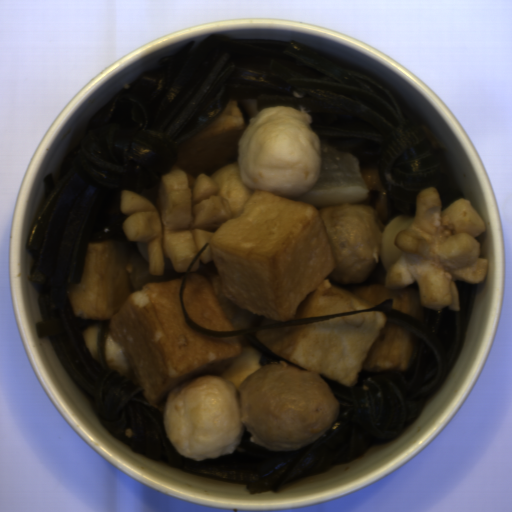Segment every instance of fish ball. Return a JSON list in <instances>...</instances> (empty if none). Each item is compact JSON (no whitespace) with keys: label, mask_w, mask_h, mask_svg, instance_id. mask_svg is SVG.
I'll use <instances>...</instances> for the list:
<instances>
[{"label":"fish ball","mask_w":512,"mask_h":512,"mask_svg":"<svg viewBox=\"0 0 512 512\" xmlns=\"http://www.w3.org/2000/svg\"><path fill=\"white\" fill-rule=\"evenodd\" d=\"M175 167L209 175L231 214L210 241L211 260L186 275L190 320L231 331L389 299L391 309L423 323L416 279L400 289L328 280L337 266L321 212L295 199L313 189L321 168L320 135L303 107L267 108L244 123L231 100L182 143Z\"/></svg>","instance_id":"fish-ball-1"},{"label":"fish ball","mask_w":512,"mask_h":512,"mask_svg":"<svg viewBox=\"0 0 512 512\" xmlns=\"http://www.w3.org/2000/svg\"><path fill=\"white\" fill-rule=\"evenodd\" d=\"M132 243H87L80 280L67 293L78 317L109 320L108 367L163 409L165 435L188 459L230 456L243 435V381L260 352L240 337L214 338L188 325L181 308L184 275L144 284L129 274Z\"/></svg>","instance_id":"fish-ball-2"},{"label":"fish ball","mask_w":512,"mask_h":512,"mask_svg":"<svg viewBox=\"0 0 512 512\" xmlns=\"http://www.w3.org/2000/svg\"><path fill=\"white\" fill-rule=\"evenodd\" d=\"M255 339L285 363L348 388L364 369L408 371L415 357L412 334L381 310L258 330Z\"/></svg>","instance_id":"fish-ball-3"},{"label":"fish ball","mask_w":512,"mask_h":512,"mask_svg":"<svg viewBox=\"0 0 512 512\" xmlns=\"http://www.w3.org/2000/svg\"><path fill=\"white\" fill-rule=\"evenodd\" d=\"M101 336V324L94 323L86 327L81 333V339L89 355L100 365L98 349Z\"/></svg>","instance_id":"fish-ball-4"}]
</instances>
